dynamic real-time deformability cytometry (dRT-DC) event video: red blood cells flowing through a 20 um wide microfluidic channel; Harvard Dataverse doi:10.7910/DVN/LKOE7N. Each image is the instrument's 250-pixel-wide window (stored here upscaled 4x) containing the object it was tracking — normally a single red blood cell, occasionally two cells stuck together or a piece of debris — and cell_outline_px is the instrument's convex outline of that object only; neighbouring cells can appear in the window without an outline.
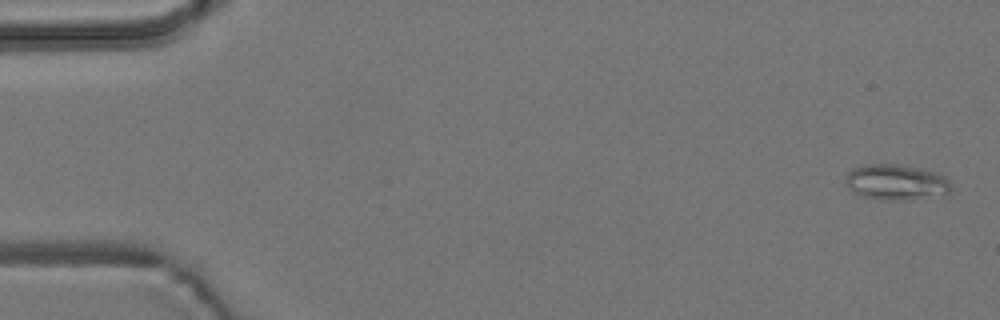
{"species": "common noctule bat (a hibernating species)", "species_latin": "Nyctalus noctula", "temperature_condition": "room temperature", "stored_images_in_passage": 5, "camera_frame_rate_fps": 3000, "um_per_image_px": 0.085, "animal": {"sex": "male", "body_mass_g": 19.2, "forearm_length_mm": 51.8}, "frame": {"image": 1, "passage_image": 1, "time_ms": 0.0, "image_size_px": [1000, 320], "cell_outline_px": [[952, 188], [948, 192], [908, 200], [880, 200], [864, 196], [852, 192], [848, 188], [844, 180], [848, 172], [852, 168], [868, 164], [896, 164], [920, 168], [936, 172], [944, 176], [948, 180]], "centroid_in_image_um": [76.11, 15.48], "position_along_channel_um": 8.9, "area_um2": 21.79}}